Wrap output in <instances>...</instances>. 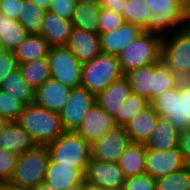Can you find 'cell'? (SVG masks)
<instances>
[{
	"instance_id": "obj_34",
	"label": "cell",
	"mask_w": 190,
	"mask_h": 190,
	"mask_svg": "<svg viewBox=\"0 0 190 190\" xmlns=\"http://www.w3.org/2000/svg\"><path fill=\"white\" fill-rule=\"evenodd\" d=\"M156 190H190V166L155 179Z\"/></svg>"
},
{
	"instance_id": "obj_44",
	"label": "cell",
	"mask_w": 190,
	"mask_h": 190,
	"mask_svg": "<svg viewBox=\"0 0 190 190\" xmlns=\"http://www.w3.org/2000/svg\"><path fill=\"white\" fill-rule=\"evenodd\" d=\"M126 0H100V6L102 8H107L112 12L121 14L123 13V9L125 6Z\"/></svg>"
},
{
	"instance_id": "obj_36",
	"label": "cell",
	"mask_w": 190,
	"mask_h": 190,
	"mask_svg": "<svg viewBox=\"0 0 190 190\" xmlns=\"http://www.w3.org/2000/svg\"><path fill=\"white\" fill-rule=\"evenodd\" d=\"M24 105L10 93L0 90V115L9 121H16Z\"/></svg>"
},
{
	"instance_id": "obj_11",
	"label": "cell",
	"mask_w": 190,
	"mask_h": 190,
	"mask_svg": "<svg viewBox=\"0 0 190 190\" xmlns=\"http://www.w3.org/2000/svg\"><path fill=\"white\" fill-rule=\"evenodd\" d=\"M130 143L124 127L115 126L91 145V158L104 162H118Z\"/></svg>"
},
{
	"instance_id": "obj_27",
	"label": "cell",
	"mask_w": 190,
	"mask_h": 190,
	"mask_svg": "<svg viewBox=\"0 0 190 190\" xmlns=\"http://www.w3.org/2000/svg\"><path fill=\"white\" fill-rule=\"evenodd\" d=\"M0 90L10 93V95L18 99L24 106L34 103L35 90L23 79L19 67L4 78L0 83Z\"/></svg>"
},
{
	"instance_id": "obj_38",
	"label": "cell",
	"mask_w": 190,
	"mask_h": 190,
	"mask_svg": "<svg viewBox=\"0 0 190 190\" xmlns=\"http://www.w3.org/2000/svg\"><path fill=\"white\" fill-rule=\"evenodd\" d=\"M19 156L0 148V183H7L11 180Z\"/></svg>"
},
{
	"instance_id": "obj_7",
	"label": "cell",
	"mask_w": 190,
	"mask_h": 190,
	"mask_svg": "<svg viewBox=\"0 0 190 190\" xmlns=\"http://www.w3.org/2000/svg\"><path fill=\"white\" fill-rule=\"evenodd\" d=\"M163 62L181 80H190V28L183 27L162 38Z\"/></svg>"
},
{
	"instance_id": "obj_29",
	"label": "cell",
	"mask_w": 190,
	"mask_h": 190,
	"mask_svg": "<svg viewBox=\"0 0 190 190\" xmlns=\"http://www.w3.org/2000/svg\"><path fill=\"white\" fill-rule=\"evenodd\" d=\"M100 5L76 3L71 22L73 27L99 34L98 18Z\"/></svg>"
},
{
	"instance_id": "obj_9",
	"label": "cell",
	"mask_w": 190,
	"mask_h": 190,
	"mask_svg": "<svg viewBox=\"0 0 190 190\" xmlns=\"http://www.w3.org/2000/svg\"><path fill=\"white\" fill-rule=\"evenodd\" d=\"M47 58L51 78L71 88L81 86L82 63L68 47H51Z\"/></svg>"
},
{
	"instance_id": "obj_16",
	"label": "cell",
	"mask_w": 190,
	"mask_h": 190,
	"mask_svg": "<svg viewBox=\"0 0 190 190\" xmlns=\"http://www.w3.org/2000/svg\"><path fill=\"white\" fill-rule=\"evenodd\" d=\"M142 33L144 31L141 26L124 22L118 29L109 33L99 34L101 51L118 56L126 46L136 40Z\"/></svg>"
},
{
	"instance_id": "obj_19",
	"label": "cell",
	"mask_w": 190,
	"mask_h": 190,
	"mask_svg": "<svg viewBox=\"0 0 190 190\" xmlns=\"http://www.w3.org/2000/svg\"><path fill=\"white\" fill-rule=\"evenodd\" d=\"M42 35L51 47L66 46L73 30L71 20L49 10L46 11L42 22Z\"/></svg>"
},
{
	"instance_id": "obj_14",
	"label": "cell",
	"mask_w": 190,
	"mask_h": 190,
	"mask_svg": "<svg viewBox=\"0 0 190 190\" xmlns=\"http://www.w3.org/2000/svg\"><path fill=\"white\" fill-rule=\"evenodd\" d=\"M115 126L114 117L95 103L75 132L92 145Z\"/></svg>"
},
{
	"instance_id": "obj_25",
	"label": "cell",
	"mask_w": 190,
	"mask_h": 190,
	"mask_svg": "<svg viewBox=\"0 0 190 190\" xmlns=\"http://www.w3.org/2000/svg\"><path fill=\"white\" fill-rule=\"evenodd\" d=\"M51 46L42 36L29 34L21 44L13 50L18 64L48 57Z\"/></svg>"
},
{
	"instance_id": "obj_20",
	"label": "cell",
	"mask_w": 190,
	"mask_h": 190,
	"mask_svg": "<svg viewBox=\"0 0 190 190\" xmlns=\"http://www.w3.org/2000/svg\"><path fill=\"white\" fill-rule=\"evenodd\" d=\"M131 92L130 82L128 78L123 75L96 95V103L109 115L114 117L121 103L127 99Z\"/></svg>"
},
{
	"instance_id": "obj_8",
	"label": "cell",
	"mask_w": 190,
	"mask_h": 190,
	"mask_svg": "<svg viewBox=\"0 0 190 190\" xmlns=\"http://www.w3.org/2000/svg\"><path fill=\"white\" fill-rule=\"evenodd\" d=\"M49 160L48 148L42 145L19 155L9 183L27 188L36 187L45 180Z\"/></svg>"
},
{
	"instance_id": "obj_23",
	"label": "cell",
	"mask_w": 190,
	"mask_h": 190,
	"mask_svg": "<svg viewBox=\"0 0 190 190\" xmlns=\"http://www.w3.org/2000/svg\"><path fill=\"white\" fill-rule=\"evenodd\" d=\"M83 180L84 175L78 169L49 160L44 181L55 190H69Z\"/></svg>"
},
{
	"instance_id": "obj_48",
	"label": "cell",
	"mask_w": 190,
	"mask_h": 190,
	"mask_svg": "<svg viewBox=\"0 0 190 190\" xmlns=\"http://www.w3.org/2000/svg\"><path fill=\"white\" fill-rule=\"evenodd\" d=\"M33 190H55L52 185L47 184L45 181L41 182L36 187L32 188Z\"/></svg>"
},
{
	"instance_id": "obj_1",
	"label": "cell",
	"mask_w": 190,
	"mask_h": 190,
	"mask_svg": "<svg viewBox=\"0 0 190 190\" xmlns=\"http://www.w3.org/2000/svg\"><path fill=\"white\" fill-rule=\"evenodd\" d=\"M16 121L32 136L37 145L47 146L65 132L58 113L35 103L24 106Z\"/></svg>"
},
{
	"instance_id": "obj_21",
	"label": "cell",
	"mask_w": 190,
	"mask_h": 190,
	"mask_svg": "<svg viewBox=\"0 0 190 190\" xmlns=\"http://www.w3.org/2000/svg\"><path fill=\"white\" fill-rule=\"evenodd\" d=\"M160 116L150 104L147 108L136 114L124 126L131 143H143L152 135L153 129L156 126Z\"/></svg>"
},
{
	"instance_id": "obj_17",
	"label": "cell",
	"mask_w": 190,
	"mask_h": 190,
	"mask_svg": "<svg viewBox=\"0 0 190 190\" xmlns=\"http://www.w3.org/2000/svg\"><path fill=\"white\" fill-rule=\"evenodd\" d=\"M66 47L82 64L91 61L102 52L99 34L76 27L73 28Z\"/></svg>"
},
{
	"instance_id": "obj_6",
	"label": "cell",
	"mask_w": 190,
	"mask_h": 190,
	"mask_svg": "<svg viewBox=\"0 0 190 190\" xmlns=\"http://www.w3.org/2000/svg\"><path fill=\"white\" fill-rule=\"evenodd\" d=\"M122 76L118 56L101 52L82 64L81 86L97 95Z\"/></svg>"
},
{
	"instance_id": "obj_42",
	"label": "cell",
	"mask_w": 190,
	"mask_h": 190,
	"mask_svg": "<svg viewBox=\"0 0 190 190\" xmlns=\"http://www.w3.org/2000/svg\"><path fill=\"white\" fill-rule=\"evenodd\" d=\"M0 13L17 20L21 13V0H1Z\"/></svg>"
},
{
	"instance_id": "obj_35",
	"label": "cell",
	"mask_w": 190,
	"mask_h": 190,
	"mask_svg": "<svg viewBox=\"0 0 190 190\" xmlns=\"http://www.w3.org/2000/svg\"><path fill=\"white\" fill-rule=\"evenodd\" d=\"M151 15L150 9L144 0H126L122 16L125 22L137 24L143 27L148 17Z\"/></svg>"
},
{
	"instance_id": "obj_47",
	"label": "cell",
	"mask_w": 190,
	"mask_h": 190,
	"mask_svg": "<svg viewBox=\"0 0 190 190\" xmlns=\"http://www.w3.org/2000/svg\"><path fill=\"white\" fill-rule=\"evenodd\" d=\"M84 190H108L84 179Z\"/></svg>"
},
{
	"instance_id": "obj_31",
	"label": "cell",
	"mask_w": 190,
	"mask_h": 190,
	"mask_svg": "<svg viewBox=\"0 0 190 190\" xmlns=\"http://www.w3.org/2000/svg\"><path fill=\"white\" fill-rule=\"evenodd\" d=\"M181 80L161 59L153 64V90H151V102L162 93L179 85Z\"/></svg>"
},
{
	"instance_id": "obj_26",
	"label": "cell",
	"mask_w": 190,
	"mask_h": 190,
	"mask_svg": "<svg viewBox=\"0 0 190 190\" xmlns=\"http://www.w3.org/2000/svg\"><path fill=\"white\" fill-rule=\"evenodd\" d=\"M29 35L17 21L0 13V47L2 50H15Z\"/></svg>"
},
{
	"instance_id": "obj_13",
	"label": "cell",
	"mask_w": 190,
	"mask_h": 190,
	"mask_svg": "<svg viewBox=\"0 0 190 190\" xmlns=\"http://www.w3.org/2000/svg\"><path fill=\"white\" fill-rule=\"evenodd\" d=\"M84 179L105 189L123 188L125 176L118 162L90 159Z\"/></svg>"
},
{
	"instance_id": "obj_22",
	"label": "cell",
	"mask_w": 190,
	"mask_h": 190,
	"mask_svg": "<svg viewBox=\"0 0 190 190\" xmlns=\"http://www.w3.org/2000/svg\"><path fill=\"white\" fill-rule=\"evenodd\" d=\"M181 132L166 118L159 117L152 135L146 141V149L171 150L179 148Z\"/></svg>"
},
{
	"instance_id": "obj_24",
	"label": "cell",
	"mask_w": 190,
	"mask_h": 190,
	"mask_svg": "<svg viewBox=\"0 0 190 190\" xmlns=\"http://www.w3.org/2000/svg\"><path fill=\"white\" fill-rule=\"evenodd\" d=\"M146 147L143 143H130L118 164L125 178L146 173Z\"/></svg>"
},
{
	"instance_id": "obj_45",
	"label": "cell",
	"mask_w": 190,
	"mask_h": 190,
	"mask_svg": "<svg viewBox=\"0 0 190 190\" xmlns=\"http://www.w3.org/2000/svg\"><path fill=\"white\" fill-rule=\"evenodd\" d=\"M0 190H33V189L22 186H16L7 182V183H0Z\"/></svg>"
},
{
	"instance_id": "obj_33",
	"label": "cell",
	"mask_w": 190,
	"mask_h": 190,
	"mask_svg": "<svg viewBox=\"0 0 190 190\" xmlns=\"http://www.w3.org/2000/svg\"><path fill=\"white\" fill-rule=\"evenodd\" d=\"M150 105V101L131 92L127 99L121 103L114 116L116 126L124 127L136 114Z\"/></svg>"
},
{
	"instance_id": "obj_37",
	"label": "cell",
	"mask_w": 190,
	"mask_h": 190,
	"mask_svg": "<svg viewBox=\"0 0 190 190\" xmlns=\"http://www.w3.org/2000/svg\"><path fill=\"white\" fill-rule=\"evenodd\" d=\"M124 22V18L121 14L112 12L107 8H100L98 18L99 34L109 33L118 29Z\"/></svg>"
},
{
	"instance_id": "obj_5",
	"label": "cell",
	"mask_w": 190,
	"mask_h": 190,
	"mask_svg": "<svg viewBox=\"0 0 190 190\" xmlns=\"http://www.w3.org/2000/svg\"><path fill=\"white\" fill-rule=\"evenodd\" d=\"M162 37L152 33H142L118 55L123 75L139 67L158 63L162 56Z\"/></svg>"
},
{
	"instance_id": "obj_12",
	"label": "cell",
	"mask_w": 190,
	"mask_h": 190,
	"mask_svg": "<svg viewBox=\"0 0 190 190\" xmlns=\"http://www.w3.org/2000/svg\"><path fill=\"white\" fill-rule=\"evenodd\" d=\"M145 164L146 174L154 179L169 175L187 167L180 147L161 151L146 149Z\"/></svg>"
},
{
	"instance_id": "obj_4",
	"label": "cell",
	"mask_w": 190,
	"mask_h": 190,
	"mask_svg": "<svg viewBox=\"0 0 190 190\" xmlns=\"http://www.w3.org/2000/svg\"><path fill=\"white\" fill-rule=\"evenodd\" d=\"M47 148L52 161L72 166L85 174L91 159V144L75 131H65Z\"/></svg>"
},
{
	"instance_id": "obj_32",
	"label": "cell",
	"mask_w": 190,
	"mask_h": 190,
	"mask_svg": "<svg viewBox=\"0 0 190 190\" xmlns=\"http://www.w3.org/2000/svg\"><path fill=\"white\" fill-rule=\"evenodd\" d=\"M133 93L146 98L151 103V90H153V64L139 67L125 75Z\"/></svg>"
},
{
	"instance_id": "obj_18",
	"label": "cell",
	"mask_w": 190,
	"mask_h": 190,
	"mask_svg": "<svg viewBox=\"0 0 190 190\" xmlns=\"http://www.w3.org/2000/svg\"><path fill=\"white\" fill-rule=\"evenodd\" d=\"M37 146L32 136L17 122L9 121L0 130V148L21 155Z\"/></svg>"
},
{
	"instance_id": "obj_28",
	"label": "cell",
	"mask_w": 190,
	"mask_h": 190,
	"mask_svg": "<svg viewBox=\"0 0 190 190\" xmlns=\"http://www.w3.org/2000/svg\"><path fill=\"white\" fill-rule=\"evenodd\" d=\"M23 79L33 89H38L47 79L51 78L48 58H40L18 64Z\"/></svg>"
},
{
	"instance_id": "obj_43",
	"label": "cell",
	"mask_w": 190,
	"mask_h": 190,
	"mask_svg": "<svg viewBox=\"0 0 190 190\" xmlns=\"http://www.w3.org/2000/svg\"><path fill=\"white\" fill-rule=\"evenodd\" d=\"M179 147L184 155L187 166H190V128L181 132Z\"/></svg>"
},
{
	"instance_id": "obj_41",
	"label": "cell",
	"mask_w": 190,
	"mask_h": 190,
	"mask_svg": "<svg viewBox=\"0 0 190 190\" xmlns=\"http://www.w3.org/2000/svg\"><path fill=\"white\" fill-rule=\"evenodd\" d=\"M76 3V0H52L48 10L71 20Z\"/></svg>"
},
{
	"instance_id": "obj_52",
	"label": "cell",
	"mask_w": 190,
	"mask_h": 190,
	"mask_svg": "<svg viewBox=\"0 0 190 190\" xmlns=\"http://www.w3.org/2000/svg\"><path fill=\"white\" fill-rule=\"evenodd\" d=\"M9 122L4 116L0 115V130L5 127V125Z\"/></svg>"
},
{
	"instance_id": "obj_10",
	"label": "cell",
	"mask_w": 190,
	"mask_h": 190,
	"mask_svg": "<svg viewBox=\"0 0 190 190\" xmlns=\"http://www.w3.org/2000/svg\"><path fill=\"white\" fill-rule=\"evenodd\" d=\"M96 103V95L82 86L72 88L69 98L59 113L65 131H76L90 108Z\"/></svg>"
},
{
	"instance_id": "obj_39",
	"label": "cell",
	"mask_w": 190,
	"mask_h": 190,
	"mask_svg": "<svg viewBox=\"0 0 190 190\" xmlns=\"http://www.w3.org/2000/svg\"><path fill=\"white\" fill-rule=\"evenodd\" d=\"M124 190H156V181L150 175L144 173L125 179Z\"/></svg>"
},
{
	"instance_id": "obj_30",
	"label": "cell",
	"mask_w": 190,
	"mask_h": 190,
	"mask_svg": "<svg viewBox=\"0 0 190 190\" xmlns=\"http://www.w3.org/2000/svg\"><path fill=\"white\" fill-rule=\"evenodd\" d=\"M46 11V9L38 6L32 0H21V13L17 21L29 34L40 35L42 33V22Z\"/></svg>"
},
{
	"instance_id": "obj_3",
	"label": "cell",
	"mask_w": 190,
	"mask_h": 190,
	"mask_svg": "<svg viewBox=\"0 0 190 190\" xmlns=\"http://www.w3.org/2000/svg\"><path fill=\"white\" fill-rule=\"evenodd\" d=\"M151 15L142 27L146 33H152L162 38L175 30L186 27L185 2L182 0H144Z\"/></svg>"
},
{
	"instance_id": "obj_53",
	"label": "cell",
	"mask_w": 190,
	"mask_h": 190,
	"mask_svg": "<svg viewBox=\"0 0 190 190\" xmlns=\"http://www.w3.org/2000/svg\"><path fill=\"white\" fill-rule=\"evenodd\" d=\"M110 190H124L123 188L110 189Z\"/></svg>"
},
{
	"instance_id": "obj_50",
	"label": "cell",
	"mask_w": 190,
	"mask_h": 190,
	"mask_svg": "<svg viewBox=\"0 0 190 190\" xmlns=\"http://www.w3.org/2000/svg\"><path fill=\"white\" fill-rule=\"evenodd\" d=\"M76 2L90 4V5H99L100 4V0H76Z\"/></svg>"
},
{
	"instance_id": "obj_46",
	"label": "cell",
	"mask_w": 190,
	"mask_h": 190,
	"mask_svg": "<svg viewBox=\"0 0 190 190\" xmlns=\"http://www.w3.org/2000/svg\"><path fill=\"white\" fill-rule=\"evenodd\" d=\"M185 25L190 28V0L185 2Z\"/></svg>"
},
{
	"instance_id": "obj_40",
	"label": "cell",
	"mask_w": 190,
	"mask_h": 190,
	"mask_svg": "<svg viewBox=\"0 0 190 190\" xmlns=\"http://www.w3.org/2000/svg\"><path fill=\"white\" fill-rule=\"evenodd\" d=\"M18 68L17 59L10 50H0V83L10 74L12 71Z\"/></svg>"
},
{
	"instance_id": "obj_2",
	"label": "cell",
	"mask_w": 190,
	"mask_h": 190,
	"mask_svg": "<svg viewBox=\"0 0 190 190\" xmlns=\"http://www.w3.org/2000/svg\"><path fill=\"white\" fill-rule=\"evenodd\" d=\"M150 104L160 117L166 118L180 132L190 128V80L181 81Z\"/></svg>"
},
{
	"instance_id": "obj_49",
	"label": "cell",
	"mask_w": 190,
	"mask_h": 190,
	"mask_svg": "<svg viewBox=\"0 0 190 190\" xmlns=\"http://www.w3.org/2000/svg\"><path fill=\"white\" fill-rule=\"evenodd\" d=\"M38 6L42 7L43 9L48 10L52 0H32Z\"/></svg>"
},
{
	"instance_id": "obj_15",
	"label": "cell",
	"mask_w": 190,
	"mask_h": 190,
	"mask_svg": "<svg viewBox=\"0 0 190 190\" xmlns=\"http://www.w3.org/2000/svg\"><path fill=\"white\" fill-rule=\"evenodd\" d=\"M72 88L63 83L47 79L34 93V103L51 112L60 113L65 106Z\"/></svg>"
},
{
	"instance_id": "obj_51",
	"label": "cell",
	"mask_w": 190,
	"mask_h": 190,
	"mask_svg": "<svg viewBox=\"0 0 190 190\" xmlns=\"http://www.w3.org/2000/svg\"><path fill=\"white\" fill-rule=\"evenodd\" d=\"M69 190H84V180L74 186H71Z\"/></svg>"
}]
</instances>
